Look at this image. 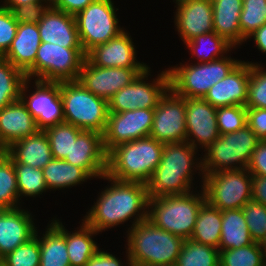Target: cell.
Masks as SVG:
<instances>
[{"mask_svg": "<svg viewBox=\"0 0 266 266\" xmlns=\"http://www.w3.org/2000/svg\"><path fill=\"white\" fill-rule=\"evenodd\" d=\"M102 179L109 180L111 185L101 192L94 206L84 217L83 220L89 226L99 233L124 224L133 216L135 218L131 227L148 219L149 197L146 184L119 181L106 174Z\"/></svg>", "mask_w": 266, "mask_h": 266, "instance_id": "1", "label": "cell"}, {"mask_svg": "<svg viewBox=\"0 0 266 266\" xmlns=\"http://www.w3.org/2000/svg\"><path fill=\"white\" fill-rule=\"evenodd\" d=\"M196 150L187 141L165 144L160 163L146 183L148 197L158 198L191 193L194 179L192 169L195 166V172L201 171L202 180L204 178L202 159L200 158L199 162L195 159Z\"/></svg>", "mask_w": 266, "mask_h": 266, "instance_id": "2", "label": "cell"}, {"mask_svg": "<svg viewBox=\"0 0 266 266\" xmlns=\"http://www.w3.org/2000/svg\"><path fill=\"white\" fill-rule=\"evenodd\" d=\"M164 145L147 136L115 146L107 153L106 175L146 184L160 163Z\"/></svg>", "mask_w": 266, "mask_h": 266, "instance_id": "3", "label": "cell"}, {"mask_svg": "<svg viewBox=\"0 0 266 266\" xmlns=\"http://www.w3.org/2000/svg\"><path fill=\"white\" fill-rule=\"evenodd\" d=\"M128 257L132 266L175 264L184 239L156 227L149 219L128 228Z\"/></svg>", "mask_w": 266, "mask_h": 266, "instance_id": "4", "label": "cell"}, {"mask_svg": "<svg viewBox=\"0 0 266 266\" xmlns=\"http://www.w3.org/2000/svg\"><path fill=\"white\" fill-rule=\"evenodd\" d=\"M206 201L201 193L161 196L148 199V219L156 227L173 233L184 240L190 239L201 205ZM151 209V210H149Z\"/></svg>", "mask_w": 266, "mask_h": 266, "instance_id": "5", "label": "cell"}, {"mask_svg": "<svg viewBox=\"0 0 266 266\" xmlns=\"http://www.w3.org/2000/svg\"><path fill=\"white\" fill-rule=\"evenodd\" d=\"M63 115L67 123L85 131L105 133L108 102L87 90L78 80L60 82Z\"/></svg>", "mask_w": 266, "mask_h": 266, "instance_id": "6", "label": "cell"}, {"mask_svg": "<svg viewBox=\"0 0 266 266\" xmlns=\"http://www.w3.org/2000/svg\"><path fill=\"white\" fill-rule=\"evenodd\" d=\"M259 141L247 124L238 131L220 135L204 150L203 176L224 170L247 168Z\"/></svg>", "mask_w": 266, "mask_h": 266, "instance_id": "7", "label": "cell"}, {"mask_svg": "<svg viewBox=\"0 0 266 266\" xmlns=\"http://www.w3.org/2000/svg\"><path fill=\"white\" fill-rule=\"evenodd\" d=\"M240 62L241 60L226 55L211 62L180 64V67L168 68L170 88L183 98H204L208 90L225 78Z\"/></svg>", "mask_w": 266, "mask_h": 266, "instance_id": "8", "label": "cell"}, {"mask_svg": "<svg viewBox=\"0 0 266 266\" xmlns=\"http://www.w3.org/2000/svg\"><path fill=\"white\" fill-rule=\"evenodd\" d=\"M86 59L83 48H64L57 44L41 42L34 65L25 73L26 78L45 82L78 80Z\"/></svg>", "mask_w": 266, "mask_h": 266, "instance_id": "9", "label": "cell"}, {"mask_svg": "<svg viewBox=\"0 0 266 266\" xmlns=\"http://www.w3.org/2000/svg\"><path fill=\"white\" fill-rule=\"evenodd\" d=\"M201 182L206 201L221 212L242 209L252 199V175L247 168L208 173Z\"/></svg>", "mask_w": 266, "mask_h": 266, "instance_id": "10", "label": "cell"}, {"mask_svg": "<svg viewBox=\"0 0 266 266\" xmlns=\"http://www.w3.org/2000/svg\"><path fill=\"white\" fill-rule=\"evenodd\" d=\"M112 0H94L75 15L77 31L85 54L119 35L123 28Z\"/></svg>", "mask_w": 266, "mask_h": 266, "instance_id": "11", "label": "cell"}, {"mask_svg": "<svg viewBox=\"0 0 266 266\" xmlns=\"http://www.w3.org/2000/svg\"><path fill=\"white\" fill-rule=\"evenodd\" d=\"M148 67L129 85L116 92L108 101L109 112H125L128 110L154 109L161 97L170 88V75L168 70L157 75L152 83L144 81L150 75Z\"/></svg>", "mask_w": 266, "mask_h": 266, "instance_id": "12", "label": "cell"}, {"mask_svg": "<svg viewBox=\"0 0 266 266\" xmlns=\"http://www.w3.org/2000/svg\"><path fill=\"white\" fill-rule=\"evenodd\" d=\"M30 79H26L21 88L20 99L36 120L40 130L65 122L63 102L60 95V82H45L35 80V91L27 95ZM29 97V98H28ZM28 99V100H27Z\"/></svg>", "mask_w": 266, "mask_h": 266, "instance_id": "13", "label": "cell"}, {"mask_svg": "<svg viewBox=\"0 0 266 266\" xmlns=\"http://www.w3.org/2000/svg\"><path fill=\"white\" fill-rule=\"evenodd\" d=\"M185 98L171 88L161 97L154 108V118L149 136L167 144L186 141Z\"/></svg>", "mask_w": 266, "mask_h": 266, "instance_id": "14", "label": "cell"}, {"mask_svg": "<svg viewBox=\"0 0 266 266\" xmlns=\"http://www.w3.org/2000/svg\"><path fill=\"white\" fill-rule=\"evenodd\" d=\"M153 118L154 109L108 112L107 127L103 134L106 152L117 145L149 136Z\"/></svg>", "mask_w": 266, "mask_h": 266, "instance_id": "15", "label": "cell"}, {"mask_svg": "<svg viewBox=\"0 0 266 266\" xmlns=\"http://www.w3.org/2000/svg\"><path fill=\"white\" fill-rule=\"evenodd\" d=\"M147 68L99 67L85 59L78 81L91 93L106 100L123 87L131 84Z\"/></svg>", "mask_w": 266, "mask_h": 266, "instance_id": "16", "label": "cell"}, {"mask_svg": "<svg viewBox=\"0 0 266 266\" xmlns=\"http://www.w3.org/2000/svg\"><path fill=\"white\" fill-rule=\"evenodd\" d=\"M186 141L205 150L219 138L217 108L204 98H185Z\"/></svg>", "mask_w": 266, "mask_h": 266, "instance_id": "17", "label": "cell"}, {"mask_svg": "<svg viewBox=\"0 0 266 266\" xmlns=\"http://www.w3.org/2000/svg\"><path fill=\"white\" fill-rule=\"evenodd\" d=\"M66 162L82 168L91 178H102L107 170V152L103 134L83 130L73 140Z\"/></svg>", "mask_w": 266, "mask_h": 266, "instance_id": "18", "label": "cell"}, {"mask_svg": "<svg viewBox=\"0 0 266 266\" xmlns=\"http://www.w3.org/2000/svg\"><path fill=\"white\" fill-rule=\"evenodd\" d=\"M134 46L131 36L124 30L108 42L91 49L86 58L93 65L105 68H148L145 63L137 61Z\"/></svg>", "mask_w": 266, "mask_h": 266, "instance_id": "19", "label": "cell"}, {"mask_svg": "<svg viewBox=\"0 0 266 266\" xmlns=\"http://www.w3.org/2000/svg\"><path fill=\"white\" fill-rule=\"evenodd\" d=\"M250 63L241 61L225 78L214 84L204 96L213 107L241 105L248 98Z\"/></svg>", "mask_w": 266, "mask_h": 266, "instance_id": "20", "label": "cell"}, {"mask_svg": "<svg viewBox=\"0 0 266 266\" xmlns=\"http://www.w3.org/2000/svg\"><path fill=\"white\" fill-rule=\"evenodd\" d=\"M177 6L174 22L184 43L214 31L211 0H188Z\"/></svg>", "mask_w": 266, "mask_h": 266, "instance_id": "21", "label": "cell"}, {"mask_svg": "<svg viewBox=\"0 0 266 266\" xmlns=\"http://www.w3.org/2000/svg\"><path fill=\"white\" fill-rule=\"evenodd\" d=\"M31 213L25 209H0V258L28 242L36 228Z\"/></svg>", "mask_w": 266, "mask_h": 266, "instance_id": "22", "label": "cell"}, {"mask_svg": "<svg viewBox=\"0 0 266 266\" xmlns=\"http://www.w3.org/2000/svg\"><path fill=\"white\" fill-rule=\"evenodd\" d=\"M37 25L41 42L57 44L64 48H82L75 15L50 7Z\"/></svg>", "mask_w": 266, "mask_h": 266, "instance_id": "23", "label": "cell"}, {"mask_svg": "<svg viewBox=\"0 0 266 266\" xmlns=\"http://www.w3.org/2000/svg\"><path fill=\"white\" fill-rule=\"evenodd\" d=\"M39 130L22 100L12 102L0 110V151Z\"/></svg>", "mask_w": 266, "mask_h": 266, "instance_id": "24", "label": "cell"}, {"mask_svg": "<svg viewBox=\"0 0 266 266\" xmlns=\"http://www.w3.org/2000/svg\"><path fill=\"white\" fill-rule=\"evenodd\" d=\"M13 163L43 169L51 160L50 142L44 130L17 140L4 150Z\"/></svg>", "mask_w": 266, "mask_h": 266, "instance_id": "25", "label": "cell"}, {"mask_svg": "<svg viewBox=\"0 0 266 266\" xmlns=\"http://www.w3.org/2000/svg\"><path fill=\"white\" fill-rule=\"evenodd\" d=\"M40 44L41 38L37 24H18L16 36L2 58L26 73L35 63Z\"/></svg>", "mask_w": 266, "mask_h": 266, "instance_id": "26", "label": "cell"}, {"mask_svg": "<svg viewBox=\"0 0 266 266\" xmlns=\"http://www.w3.org/2000/svg\"><path fill=\"white\" fill-rule=\"evenodd\" d=\"M214 31L233 48L241 45L239 17L242 0H212Z\"/></svg>", "mask_w": 266, "mask_h": 266, "instance_id": "27", "label": "cell"}, {"mask_svg": "<svg viewBox=\"0 0 266 266\" xmlns=\"http://www.w3.org/2000/svg\"><path fill=\"white\" fill-rule=\"evenodd\" d=\"M43 237L35 236L40 244V266H70L66 246V229L59 220H52Z\"/></svg>", "mask_w": 266, "mask_h": 266, "instance_id": "28", "label": "cell"}, {"mask_svg": "<svg viewBox=\"0 0 266 266\" xmlns=\"http://www.w3.org/2000/svg\"><path fill=\"white\" fill-rule=\"evenodd\" d=\"M222 212L205 201L198 212L190 239L219 249L221 239Z\"/></svg>", "mask_w": 266, "mask_h": 266, "instance_id": "29", "label": "cell"}, {"mask_svg": "<svg viewBox=\"0 0 266 266\" xmlns=\"http://www.w3.org/2000/svg\"><path fill=\"white\" fill-rule=\"evenodd\" d=\"M254 243L242 209L222 211L219 250L236 249Z\"/></svg>", "mask_w": 266, "mask_h": 266, "instance_id": "30", "label": "cell"}, {"mask_svg": "<svg viewBox=\"0 0 266 266\" xmlns=\"http://www.w3.org/2000/svg\"><path fill=\"white\" fill-rule=\"evenodd\" d=\"M78 231L69 232L66 229V246L70 266H86L89 259L99 249L92 236L98 234L84 220Z\"/></svg>", "mask_w": 266, "mask_h": 266, "instance_id": "31", "label": "cell"}, {"mask_svg": "<svg viewBox=\"0 0 266 266\" xmlns=\"http://www.w3.org/2000/svg\"><path fill=\"white\" fill-rule=\"evenodd\" d=\"M48 189L69 188L85 182L91 177L80 167L63 159H54L42 169Z\"/></svg>", "mask_w": 266, "mask_h": 266, "instance_id": "32", "label": "cell"}, {"mask_svg": "<svg viewBox=\"0 0 266 266\" xmlns=\"http://www.w3.org/2000/svg\"><path fill=\"white\" fill-rule=\"evenodd\" d=\"M185 44L191 51V55L197 56L199 63L211 62L215 59L225 57L224 54H227L229 51H231V48L233 47L215 31L196 36ZM206 50L208 52H206Z\"/></svg>", "mask_w": 266, "mask_h": 266, "instance_id": "33", "label": "cell"}, {"mask_svg": "<svg viewBox=\"0 0 266 266\" xmlns=\"http://www.w3.org/2000/svg\"><path fill=\"white\" fill-rule=\"evenodd\" d=\"M26 75L9 61L0 57V110L20 100Z\"/></svg>", "mask_w": 266, "mask_h": 266, "instance_id": "34", "label": "cell"}, {"mask_svg": "<svg viewBox=\"0 0 266 266\" xmlns=\"http://www.w3.org/2000/svg\"><path fill=\"white\" fill-rule=\"evenodd\" d=\"M176 266H219V249L184 240Z\"/></svg>", "mask_w": 266, "mask_h": 266, "instance_id": "35", "label": "cell"}, {"mask_svg": "<svg viewBox=\"0 0 266 266\" xmlns=\"http://www.w3.org/2000/svg\"><path fill=\"white\" fill-rule=\"evenodd\" d=\"M20 200L13 161L0 151V209L19 208Z\"/></svg>", "mask_w": 266, "mask_h": 266, "instance_id": "36", "label": "cell"}, {"mask_svg": "<svg viewBox=\"0 0 266 266\" xmlns=\"http://www.w3.org/2000/svg\"><path fill=\"white\" fill-rule=\"evenodd\" d=\"M83 130L75 127L74 125L62 122L54 126H50L44 130L47 134L52 157L54 159H65L70 154L73 140H76L77 136Z\"/></svg>", "mask_w": 266, "mask_h": 266, "instance_id": "37", "label": "cell"}, {"mask_svg": "<svg viewBox=\"0 0 266 266\" xmlns=\"http://www.w3.org/2000/svg\"><path fill=\"white\" fill-rule=\"evenodd\" d=\"M219 266H266L259 243L236 249L219 250Z\"/></svg>", "mask_w": 266, "mask_h": 266, "instance_id": "38", "label": "cell"}, {"mask_svg": "<svg viewBox=\"0 0 266 266\" xmlns=\"http://www.w3.org/2000/svg\"><path fill=\"white\" fill-rule=\"evenodd\" d=\"M19 198L40 196L43 192L48 190L42 169L34 168L23 163H13Z\"/></svg>", "mask_w": 266, "mask_h": 266, "instance_id": "39", "label": "cell"}, {"mask_svg": "<svg viewBox=\"0 0 266 266\" xmlns=\"http://www.w3.org/2000/svg\"><path fill=\"white\" fill-rule=\"evenodd\" d=\"M265 23L266 0H242V11L239 17L241 44Z\"/></svg>", "mask_w": 266, "mask_h": 266, "instance_id": "40", "label": "cell"}, {"mask_svg": "<svg viewBox=\"0 0 266 266\" xmlns=\"http://www.w3.org/2000/svg\"><path fill=\"white\" fill-rule=\"evenodd\" d=\"M250 63V78L246 108L266 109V70L260 64Z\"/></svg>", "mask_w": 266, "mask_h": 266, "instance_id": "41", "label": "cell"}, {"mask_svg": "<svg viewBox=\"0 0 266 266\" xmlns=\"http://www.w3.org/2000/svg\"><path fill=\"white\" fill-rule=\"evenodd\" d=\"M216 117L219 134L232 133L247 124V108L241 105L218 107Z\"/></svg>", "mask_w": 266, "mask_h": 266, "instance_id": "42", "label": "cell"}, {"mask_svg": "<svg viewBox=\"0 0 266 266\" xmlns=\"http://www.w3.org/2000/svg\"><path fill=\"white\" fill-rule=\"evenodd\" d=\"M242 212L252 240L260 243L266 235V206L251 199L242 207Z\"/></svg>", "mask_w": 266, "mask_h": 266, "instance_id": "43", "label": "cell"}, {"mask_svg": "<svg viewBox=\"0 0 266 266\" xmlns=\"http://www.w3.org/2000/svg\"><path fill=\"white\" fill-rule=\"evenodd\" d=\"M2 259L5 266H40L39 239L34 236Z\"/></svg>", "mask_w": 266, "mask_h": 266, "instance_id": "44", "label": "cell"}, {"mask_svg": "<svg viewBox=\"0 0 266 266\" xmlns=\"http://www.w3.org/2000/svg\"><path fill=\"white\" fill-rule=\"evenodd\" d=\"M18 22L11 10L0 5V57L10 48L16 36Z\"/></svg>", "mask_w": 266, "mask_h": 266, "instance_id": "45", "label": "cell"}, {"mask_svg": "<svg viewBox=\"0 0 266 266\" xmlns=\"http://www.w3.org/2000/svg\"><path fill=\"white\" fill-rule=\"evenodd\" d=\"M45 4V5H44ZM51 7L47 1L20 5L14 7L11 11L18 24L34 23L37 24Z\"/></svg>", "mask_w": 266, "mask_h": 266, "instance_id": "46", "label": "cell"}, {"mask_svg": "<svg viewBox=\"0 0 266 266\" xmlns=\"http://www.w3.org/2000/svg\"><path fill=\"white\" fill-rule=\"evenodd\" d=\"M246 121L260 141L266 140V109L247 108Z\"/></svg>", "mask_w": 266, "mask_h": 266, "instance_id": "47", "label": "cell"}, {"mask_svg": "<svg viewBox=\"0 0 266 266\" xmlns=\"http://www.w3.org/2000/svg\"><path fill=\"white\" fill-rule=\"evenodd\" d=\"M247 170L251 175L266 176V140L259 141L253 151Z\"/></svg>", "mask_w": 266, "mask_h": 266, "instance_id": "48", "label": "cell"}, {"mask_svg": "<svg viewBox=\"0 0 266 266\" xmlns=\"http://www.w3.org/2000/svg\"><path fill=\"white\" fill-rule=\"evenodd\" d=\"M127 254V264L128 266H132L130 258L128 257V251H126ZM86 266H124L123 263H121V260L116 258L114 255L108 253L107 251H102L98 249L95 254L89 259Z\"/></svg>", "mask_w": 266, "mask_h": 266, "instance_id": "49", "label": "cell"}, {"mask_svg": "<svg viewBox=\"0 0 266 266\" xmlns=\"http://www.w3.org/2000/svg\"><path fill=\"white\" fill-rule=\"evenodd\" d=\"M93 1L94 0H55L51 4V7L71 15H76Z\"/></svg>", "mask_w": 266, "mask_h": 266, "instance_id": "50", "label": "cell"}, {"mask_svg": "<svg viewBox=\"0 0 266 266\" xmlns=\"http://www.w3.org/2000/svg\"><path fill=\"white\" fill-rule=\"evenodd\" d=\"M252 200L266 206V176L252 175Z\"/></svg>", "mask_w": 266, "mask_h": 266, "instance_id": "51", "label": "cell"}, {"mask_svg": "<svg viewBox=\"0 0 266 266\" xmlns=\"http://www.w3.org/2000/svg\"><path fill=\"white\" fill-rule=\"evenodd\" d=\"M250 38L254 39L259 51L266 53V23L248 37V39Z\"/></svg>", "mask_w": 266, "mask_h": 266, "instance_id": "52", "label": "cell"}, {"mask_svg": "<svg viewBox=\"0 0 266 266\" xmlns=\"http://www.w3.org/2000/svg\"><path fill=\"white\" fill-rule=\"evenodd\" d=\"M3 2L4 4L1 6L9 10H12L16 6L44 2V0H5Z\"/></svg>", "mask_w": 266, "mask_h": 266, "instance_id": "53", "label": "cell"}, {"mask_svg": "<svg viewBox=\"0 0 266 266\" xmlns=\"http://www.w3.org/2000/svg\"><path fill=\"white\" fill-rule=\"evenodd\" d=\"M260 248L262 249L264 256H265V260H266V235L265 237L260 241L259 243Z\"/></svg>", "mask_w": 266, "mask_h": 266, "instance_id": "54", "label": "cell"}, {"mask_svg": "<svg viewBox=\"0 0 266 266\" xmlns=\"http://www.w3.org/2000/svg\"><path fill=\"white\" fill-rule=\"evenodd\" d=\"M185 1H188V0H175V3L178 5V4L185 2Z\"/></svg>", "mask_w": 266, "mask_h": 266, "instance_id": "55", "label": "cell"}, {"mask_svg": "<svg viewBox=\"0 0 266 266\" xmlns=\"http://www.w3.org/2000/svg\"><path fill=\"white\" fill-rule=\"evenodd\" d=\"M0 266H5L4 261L2 258H0Z\"/></svg>", "mask_w": 266, "mask_h": 266, "instance_id": "56", "label": "cell"}, {"mask_svg": "<svg viewBox=\"0 0 266 266\" xmlns=\"http://www.w3.org/2000/svg\"><path fill=\"white\" fill-rule=\"evenodd\" d=\"M157 266H176V264H168V265H157Z\"/></svg>", "mask_w": 266, "mask_h": 266, "instance_id": "57", "label": "cell"}, {"mask_svg": "<svg viewBox=\"0 0 266 266\" xmlns=\"http://www.w3.org/2000/svg\"><path fill=\"white\" fill-rule=\"evenodd\" d=\"M44 1H47V2H49L50 4H52L55 0H44Z\"/></svg>", "mask_w": 266, "mask_h": 266, "instance_id": "58", "label": "cell"}]
</instances>
